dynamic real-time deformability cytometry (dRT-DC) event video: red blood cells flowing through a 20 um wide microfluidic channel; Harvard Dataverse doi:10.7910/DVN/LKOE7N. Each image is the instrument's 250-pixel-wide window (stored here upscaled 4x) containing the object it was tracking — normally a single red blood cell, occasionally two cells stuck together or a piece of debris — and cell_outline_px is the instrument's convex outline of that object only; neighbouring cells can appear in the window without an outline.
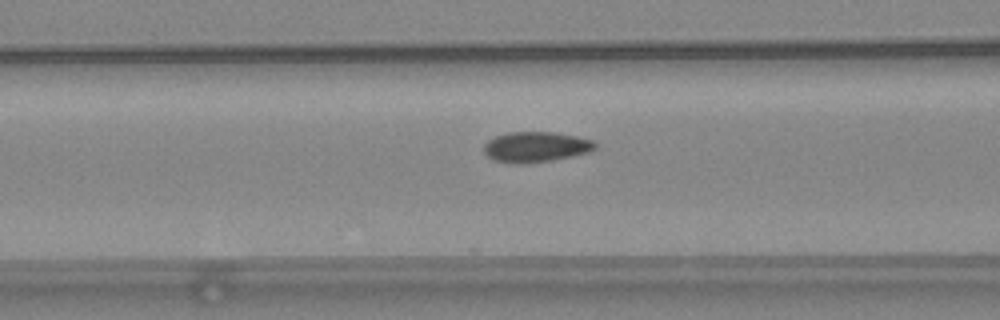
{"species": "common noctule bat (a hibernating species)", "species_latin": "Nyctalus noctula", "temperature_condition": "warm", "stored_images_in_passage": 40, "camera_frame_rate_fps": 3000, "um_per_image_px": 0.085, "animal": {"sex": "female", "body_mass_g": 24.6, "forearm_length_mm": 56.2}, "frame": {"image": 1, "passage_image": 9, "time_ms": 2.667, "image_size_px": [1000, 320], "cell_outline_px": [[596, 148], [588, 152], [572, 156], [552, 160], [524, 164], [516, 164], [496, 160], [488, 156], [484, 152], [484, 144], [488, 140], [496, 136], [508, 132], [552, 132], [576, 136], [592, 140], [596, 144]], "centroid_in_image_um": [45.54, 12.49], "position_along_channel_um": 121.1, "area_um2": 19.59}}
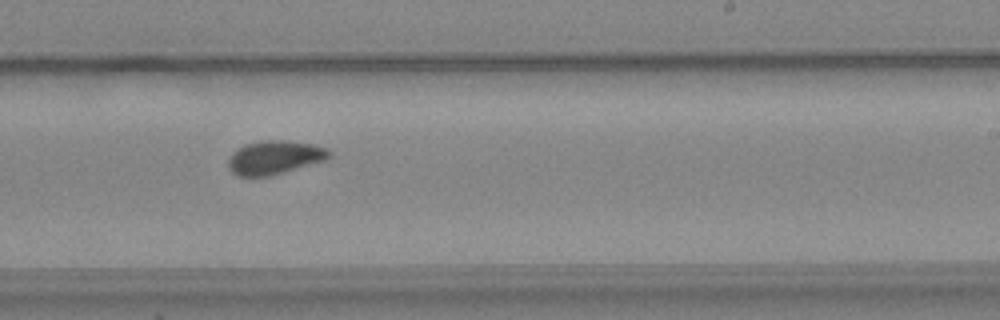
{"frame": {"image": 2, "passage_image": 20, "time_ms": 6.333, "image_size_px": [1000, 320], "cell_outline_px": [[332, 156], [324, 160], [268, 176], [236, 176], [228, 168], [228, 160], [232, 152], [244, 144], [264, 140], [288, 140], [312, 144], [328, 148], [332, 152]], "centroid_in_image_um": [23.33, 13.36], "position_along_channel_um": 265.7, "area_um2": 19.77}}
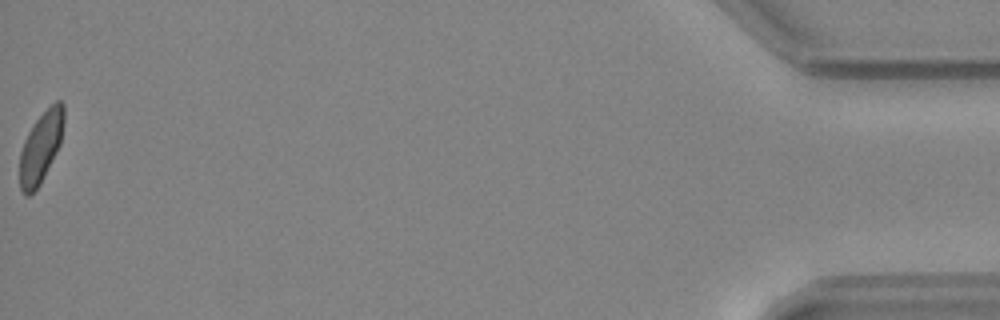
{"frame": {"image": 3, "passage_image": 40, "time_ms": 13.0, "image_size_px": [1000, 320], "cell_outline_px": [[64, 124], [60, 144], [40, 184], [28, 196], [24, 196], [20, 188], [20, 152], [24, 140], [28, 132], [36, 120], [56, 100], [60, 100], [64, 104]], "centroid_in_image_um": [3.47, 12.5], "position_along_channel_um": 431.7, "area_um2": 18.09}, "authors_computed_cell_mechanics": {"area_um2": 19.3052, "velocity_mm_per_s": 3.952, "shape_relaxation_time_tau1_ms": 5.1029, "shape_relaxation_time_tau2_ms": 1.211, "deformation_change_tau1": 0.1145, "deformation_change_tau2": 0.0443}}